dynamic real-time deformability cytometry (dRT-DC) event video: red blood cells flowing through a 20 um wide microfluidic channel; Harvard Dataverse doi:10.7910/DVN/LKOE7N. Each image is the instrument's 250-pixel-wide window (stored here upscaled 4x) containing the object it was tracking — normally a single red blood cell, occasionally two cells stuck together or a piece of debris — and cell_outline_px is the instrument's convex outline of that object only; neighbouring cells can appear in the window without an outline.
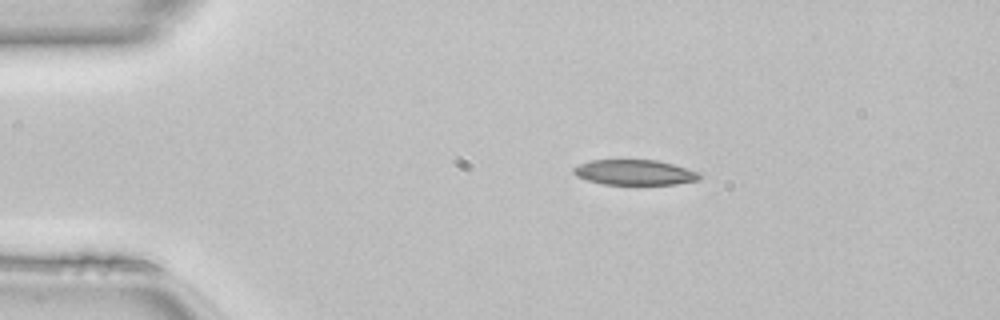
{"species": "common noctule bat (a hibernating species)", "species_latin": "Nyctalus noctula", "temperature_condition": "room temperature", "stored_images_in_passage": 41, "camera_frame_rate_fps": 3000, "um_per_image_px": 0.085, "animal": {"sex": "female", "body_mass_g": 22.7, "forearm_length_mm": 54.2}, "frame": {"image": 1, "passage_image": 1, "time_ms": 0.0, "image_size_px": [1000, 320], "cell_outline_px": [[700, 180], [676, 184], [604, 184], [588, 180], [576, 176], [572, 172], [572, 168], [580, 164], [592, 160], [656, 160], [672, 164], [700, 172]], "centroid_in_image_um": [53.94, 14.65], "position_along_channel_um": 31.1, "area_um2": 18.44}}
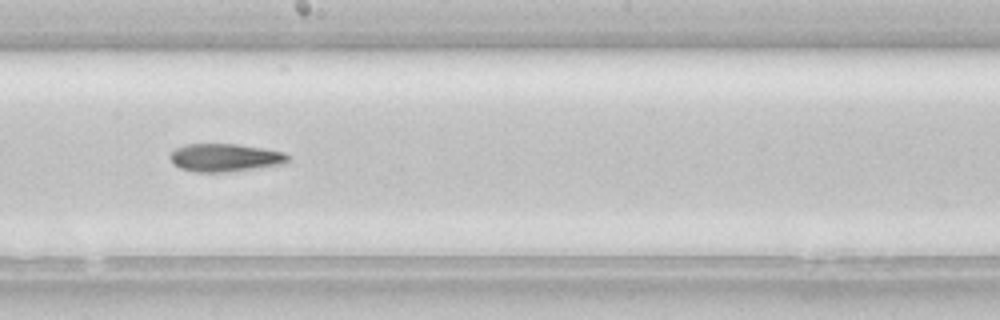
{"frame": {"image": 2, "passage_image": 19, "time_ms": 6.0, "image_size_px": [1000, 320], "cell_outline_px": [[288, 160], [284, 164], [228, 172], [196, 172], [180, 168], [172, 164], [168, 156], [176, 148], [184, 144], [236, 144], [264, 148], [284, 152], [288, 156]], "centroid_in_image_um": [19.09, 13.4], "position_along_channel_um": 229.1, "area_um2": 19.31}}
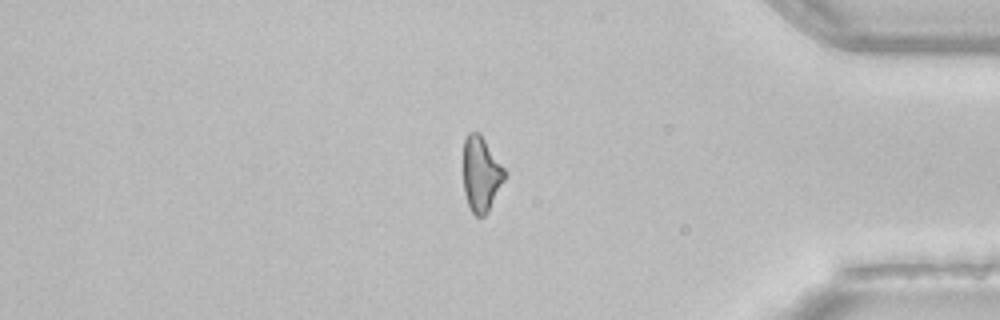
{"frame": {"image": 3, "passage_image": 33, "time_ms": 10.667, "image_size_px": [1000, 320], "cell_outline_px": [[508, 172], [488, 212], [484, 216], [476, 216], [472, 212], [468, 204], [464, 192], [464, 140], [468, 132], [480, 132]], "centroid_in_image_um": [40.91, 14.77], "position_along_channel_um": 394.3, "area_um2": 18.21}}